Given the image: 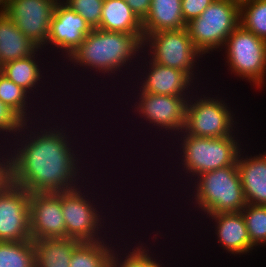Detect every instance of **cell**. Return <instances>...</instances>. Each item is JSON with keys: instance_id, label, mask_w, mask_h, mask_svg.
<instances>
[{"instance_id": "10", "label": "cell", "mask_w": 266, "mask_h": 267, "mask_svg": "<svg viewBox=\"0 0 266 267\" xmlns=\"http://www.w3.org/2000/svg\"><path fill=\"white\" fill-rule=\"evenodd\" d=\"M221 52V53H220ZM224 62L235 79L248 82L251 89L260 92L266 87V41L239 25L228 36L219 51ZM225 55V56H224Z\"/></svg>"}, {"instance_id": "1", "label": "cell", "mask_w": 266, "mask_h": 267, "mask_svg": "<svg viewBox=\"0 0 266 267\" xmlns=\"http://www.w3.org/2000/svg\"><path fill=\"white\" fill-rule=\"evenodd\" d=\"M79 106L78 103L71 102L69 105L70 109L66 108L61 113L60 111L59 113H47L42 119L23 124L20 133L8 144L11 183L24 188L30 194L62 192L81 187L95 175L93 173L100 169L98 168L100 161L96 160L97 155L94 152V143L99 141L94 136L93 129L87 133L88 135L85 134L84 130L89 127H87V123L85 126L83 121L87 119L86 122L89 123L90 121L93 122V120L91 116H85V114H81L83 117L77 115L80 111H84L81 108H77ZM72 111L79 117L75 116ZM83 118L85 119L83 120ZM77 119L80 122L82 120L83 125L78 124L79 120ZM81 126L83 127L81 128ZM91 135L96 141L93 140L90 146L91 142H88V140ZM92 146L94 153L91 150ZM87 147H91V149L89 150ZM89 152L93 153V156L92 154L90 156ZM94 154L96 157H94ZM92 159L93 161H91ZM95 165L97 166L95 167Z\"/></svg>"}, {"instance_id": "16", "label": "cell", "mask_w": 266, "mask_h": 267, "mask_svg": "<svg viewBox=\"0 0 266 267\" xmlns=\"http://www.w3.org/2000/svg\"><path fill=\"white\" fill-rule=\"evenodd\" d=\"M59 0H8L4 13L39 49L46 45Z\"/></svg>"}, {"instance_id": "4", "label": "cell", "mask_w": 266, "mask_h": 267, "mask_svg": "<svg viewBox=\"0 0 266 267\" xmlns=\"http://www.w3.org/2000/svg\"><path fill=\"white\" fill-rule=\"evenodd\" d=\"M243 128H245V130H247L248 132V128L242 125V128L239 129L234 135L224 136L220 138L190 136L184 131L179 132L171 140L170 143L168 142V146H165V148L162 149L164 151L160 152H166V155L164 156L167 159L169 158L168 161L166 159V163H164V165H166L167 163H170L171 165L173 164L172 166L170 164L166 165L169 166L168 176H170V178H165V183L167 179L170 182V179H172V177H175L174 180H171V182L169 183L174 187L176 186L177 180H179L178 182L180 183L184 180V182H182L183 184L180 185L179 183L177 184L178 187L176 186L175 188H173L176 193L178 192V190H181L180 192H182V190L184 191L199 175L212 170L233 165L237 160L240 150L242 149L244 144L247 143L244 138H246L245 136L248 133L245 132ZM166 148H169L168 152L170 153L167 152ZM170 157L173 159H170ZM174 157H178L177 160L176 158L174 159ZM172 160L175 163L172 162ZM171 172H175L176 174L172 173V175Z\"/></svg>"}, {"instance_id": "33", "label": "cell", "mask_w": 266, "mask_h": 267, "mask_svg": "<svg viewBox=\"0 0 266 267\" xmlns=\"http://www.w3.org/2000/svg\"><path fill=\"white\" fill-rule=\"evenodd\" d=\"M125 1L141 21L149 13L151 0H125Z\"/></svg>"}, {"instance_id": "28", "label": "cell", "mask_w": 266, "mask_h": 267, "mask_svg": "<svg viewBox=\"0 0 266 267\" xmlns=\"http://www.w3.org/2000/svg\"><path fill=\"white\" fill-rule=\"evenodd\" d=\"M241 213L251 243L259 250L266 248V206L247 204Z\"/></svg>"}, {"instance_id": "18", "label": "cell", "mask_w": 266, "mask_h": 267, "mask_svg": "<svg viewBox=\"0 0 266 267\" xmlns=\"http://www.w3.org/2000/svg\"><path fill=\"white\" fill-rule=\"evenodd\" d=\"M29 207L31 240L66 238L62 192L31 193Z\"/></svg>"}, {"instance_id": "12", "label": "cell", "mask_w": 266, "mask_h": 267, "mask_svg": "<svg viewBox=\"0 0 266 267\" xmlns=\"http://www.w3.org/2000/svg\"><path fill=\"white\" fill-rule=\"evenodd\" d=\"M156 224H157V227H158L156 229V231L154 229L153 230L149 229L144 233V231H142L143 228H141V229H138L139 230L138 232L136 230H134V229H133V232H132V229H131L130 230L131 232L129 231L128 233H126V236H123L114 245V247H113V249L111 251V254H110L108 267H166V266L170 267V266H173L172 265L173 263L169 262L171 260L168 259V261L167 260L165 261V258H167V257H165L166 255H165V252H164V251L168 252L164 248V246L166 247L167 245H164V244H169L168 242H165V240L167 241V238L170 235H172L173 232L169 233L170 232V230H169L168 233H166V232L163 233L162 232V231H164L163 229L160 231L161 225L158 224V223H156ZM159 226H160V229H159ZM135 231H136L137 234L135 233ZM140 231H141V233L143 232L145 236H139L138 234L143 235V233L141 234ZM149 231H151L152 233L149 232ZM166 234H170V235L166 236ZM138 237L140 238V240H139ZM144 237L146 238L145 242L143 240ZM150 238L152 240H150ZM159 238H160V240L163 238V240L160 241ZM132 239L133 240L135 239V240L133 241ZM155 242L158 245H156ZM159 243L163 245L162 247H160V249L162 250L161 252H160V249H158L159 248L158 246H160ZM156 251H157V253H156ZM163 252H164V254H163ZM162 255H164V257ZM161 259L162 260L164 259V260L162 261Z\"/></svg>"}, {"instance_id": "29", "label": "cell", "mask_w": 266, "mask_h": 267, "mask_svg": "<svg viewBox=\"0 0 266 267\" xmlns=\"http://www.w3.org/2000/svg\"><path fill=\"white\" fill-rule=\"evenodd\" d=\"M25 121L0 100V142L9 144L18 135Z\"/></svg>"}, {"instance_id": "20", "label": "cell", "mask_w": 266, "mask_h": 267, "mask_svg": "<svg viewBox=\"0 0 266 267\" xmlns=\"http://www.w3.org/2000/svg\"><path fill=\"white\" fill-rule=\"evenodd\" d=\"M181 0H151L149 13L142 20L144 37L163 30L185 29Z\"/></svg>"}, {"instance_id": "2", "label": "cell", "mask_w": 266, "mask_h": 267, "mask_svg": "<svg viewBox=\"0 0 266 267\" xmlns=\"http://www.w3.org/2000/svg\"><path fill=\"white\" fill-rule=\"evenodd\" d=\"M143 39H144L143 34H126V33H121V32H110V31H104V30H101L98 28H93L91 30V32L85 36L84 41L63 62L60 63L61 65L58 66V68L61 67L60 70H58V71H60V72H58V82H60L59 87H60L62 93H64L65 97L66 98L68 97V99H69L68 102L74 103L75 101H77L75 103H78L81 100L82 102L80 101L79 104L82 105L80 107L84 108V109H85V107L89 106L90 103H93L97 100H98L97 102H99V100L102 98L104 99L102 101L104 102V104H106V102H105L106 96H104V95H107V93H104L103 89H105L108 86L109 80H110V84H109L110 86H108V88L111 89L114 87L109 92L115 90L112 93L113 94L116 93L115 97L117 99L116 101H118V99H119V98H117L118 90H116L117 85H118V87L120 85V87L123 88V86L131 80L132 75L134 74L135 69H136L137 65L139 64L140 57L143 53ZM62 65H64L67 69L64 68V66H62ZM76 69H77V71H76ZM61 71L63 72V74L61 73ZM81 73H82V75H81ZM87 73H89V74H87ZM124 75H126V76H124ZM64 77H65V79H64ZM120 78H121V80L119 81ZM72 80H74V81H72ZM87 80H88V82H87ZM107 80H108V82H107ZM68 81H70V82H68ZM95 81H96V83H95ZM80 82H82L84 85ZM117 82H118V84H117ZM89 83L91 84L89 86L90 89H88ZM114 83H116V84H114ZM122 83H124V84H122ZM70 84H71V86H70ZM76 84H78V85H76ZM94 84L96 85L97 89H95V87H93ZM100 84H103L102 88L100 87L101 86ZM104 84L107 86H105ZM73 85L76 87H74ZM63 86L65 87V89ZM91 87L93 90L94 89L95 90L93 91L91 89ZM81 88H83V89L81 90ZM66 89H67V91H66ZM73 89H74V91H73ZM78 90H79V92H77ZM84 91H86V94L84 93ZM87 91L91 92L92 94L87 93ZM96 91H97V94H96ZM98 91L100 92L99 94H98ZM102 91H103V93H102ZM70 92L71 93L74 92V93L71 94ZM81 92H83V93H81ZM74 94L76 95V97ZM89 94H91L92 96H94V95L99 96L100 94L101 95L99 98L97 97V99H96V96L92 97L90 99L91 96L86 97ZM69 95L72 96L71 100H70ZM79 96L80 97L84 96V98H78ZM72 98H73V100H72ZM75 98L78 100H74ZM87 98L90 99L91 101L94 98H95V100L90 102V100L88 101ZM83 99H87V100H85L86 102ZM83 102L85 104L87 103V105L85 107H84ZM88 102H89V104H88Z\"/></svg>"}, {"instance_id": "23", "label": "cell", "mask_w": 266, "mask_h": 267, "mask_svg": "<svg viewBox=\"0 0 266 267\" xmlns=\"http://www.w3.org/2000/svg\"><path fill=\"white\" fill-rule=\"evenodd\" d=\"M0 100L14 110L25 122L42 119L48 113L26 90L8 79L1 71Z\"/></svg>"}, {"instance_id": "17", "label": "cell", "mask_w": 266, "mask_h": 267, "mask_svg": "<svg viewBox=\"0 0 266 267\" xmlns=\"http://www.w3.org/2000/svg\"><path fill=\"white\" fill-rule=\"evenodd\" d=\"M30 193L9 183L0 192V241H30Z\"/></svg>"}, {"instance_id": "6", "label": "cell", "mask_w": 266, "mask_h": 267, "mask_svg": "<svg viewBox=\"0 0 266 267\" xmlns=\"http://www.w3.org/2000/svg\"><path fill=\"white\" fill-rule=\"evenodd\" d=\"M177 194L181 200L186 197L181 202H185V205L188 204L190 207L192 206L188 208V211L184 210V216H192L188 219L190 227L195 224V227L198 226L200 228L196 222H199V218H204L206 215L221 212H239L247 205L236 162L231 166L199 175L182 191L181 195L180 192ZM191 212L195 215H192ZM191 218L197 219L196 222L195 220L192 221Z\"/></svg>"}, {"instance_id": "13", "label": "cell", "mask_w": 266, "mask_h": 267, "mask_svg": "<svg viewBox=\"0 0 266 267\" xmlns=\"http://www.w3.org/2000/svg\"><path fill=\"white\" fill-rule=\"evenodd\" d=\"M130 82L140 92L190 97L199 87L185 72L151 61L142 53Z\"/></svg>"}, {"instance_id": "34", "label": "cell", "mask_w": 266, "mask_h": 267, "mask_svg": "<svg viewBox=\"0 0 266 267\" xmlns=\"http://www.w3.org/2000/svg\"><path fill=\"white\" fill-rule=\"evenodd\" d=\"M8 0H0V13H4Z\"/></svg>"}, {"instance_id": "19", "label": "cell", "mask_w": 266, "mask_h": 267, "mask_svg": "<svg viewBox=\"0 0 266 267\" xmlns=\"http://www.w3.org/2000/svg\"><path fill=\"white\" fill-rule=\"evenodd\" d=\"M250 139L240 150L236 165L247 204L266 206V150L261 153L251 148Z\"/></svg>"}, {"instance_id": "25", "label": "cell", "mask_w": 266, "mask_h": 267, "mask_svg": "<svg viewBox=\"0 0 266 267\" xmlns=\"http://www.w3.org/2000/svg\"><path fill=\"white\" fill-rule=\"evenodd\" d=\"M120 239L81 241L74 249L70 267H108L111 251Z\"/></svg>"}, {"instance_id": "8", "label": "cell", "mask_w": 266, "mask_h": 267, "mask_svg": "<svg viewBox=\"0 0 266 267\" xmlns=\"http://www.w3.org/2000/svg\"><path fill=\"white\" fill-rule=\"evenodd\" d=\"M143 53L155 63L182 70L198 86L212 83L210 81L213 77L211 79L205 76L207 74L210 76V72H207L209 69H204L206 66L209 67V64H206L209 61L194 47L186 28L163 30L146 35L143 39ZM201 64H204V67ZM203 70L207 73L205 74ZM204 79H209L207 80L209 83Z\"/></svg>"}, {"instance_id": "15", "label": "cell", "mask_w": 266, "mask_h": 267, "mask_svg": "<svg viewBox=\"0 0 266 267\" xmlns=\"http://www.w3.org/2000/svg\"><path fill=\"white\" fill-rule=\"evenodd\" d=\"M204 217L205 218L199 220V223L203 227L202 230L200 228V231L203 232L205 230L203 234L209 232L207 234H209L210 239L212 236L214 237L212 241L214 242L215 240L214 245L218 243V246H215L223 250L220 253L227 254L226 257L229 254V256L227 257L228 259L230 256H232V259L233 256L234 258L246 257L247 255L252 256V254L254 256V252L258 251V249L251 243L246 223L241 211L221 212L216 214H209ZM203 219L204 221H202ZM208 220L209 223H207ZM205 223L208 224L207 227ZM203 224L205 226H203ZM211 231L213 233H210Z\"/></svg>"}, {"instance_id": "24", "label": "cell", "mask_w": 266, "mask_h": 267, "mask_svg": "<svg viewBox=\"0 0 266 267\" xmlns=\"http://www.w3.org/2000/svg\"><path fill=\"white\" fill-rule=\"evenodd\" d=\"M80 242L68 237L33 241L37 267H70L73 251Z\"/></svg>"}, {"instance_id": "7", "label": "cell", "mask_w": 266, "mask_h": 267, "mask_svg": "<svg viewBox=\"0 0 266 267\" xmlns=\"http://www.w3.org/2000/svg\"><path fill=\"white\" fill-rule=\"evenodd\" d=\"M209 85L212 84H206L207 88L205 85L199 86L188 98L183 131L190 136L197 137L232 136L242 127L241 112L238 111L241 110V107L236 109L235 106L234 109L233 102L232 104L228 103L232 98L230 95L229 98L224 97L223 95L226 93L219 92L220 86L218 90L217 88L214 90V88H209L214 86Z\"/></svg>"}, {"instance_id": "32", "label": "cell", "mask_w": 266, "mask_h": 267, "mask_svg": "<svg viewBox=\"0 0 266 267\" xmlns=\"http://www.w3.org/2000/svg\"><path fill=\"white\" fill-rule=\"evenodd\" d=\"M11 182L10 152L7 144L0 142V192Z\"/></svg>"}, {"instance_id": "9", "label": "cell", "mask_w": 266, "mask_h": 267, "mask_svg": "<svg viewBox=\"0 0 266 267\" xmlns=\"http://www.w3.org/2000/svg\"><path fill=\"white\" fill-rule=\"evenodd\" d=\"M45 53L46 52L43 49H38L33 55H31L29 57L17 59V60L5 63L3 66L0 67V71L8 79H10L12 82H14L16 85H18V86L22 87L24 90H26L36 101L38 99V103L41 102L40 105L45 110L47 108L48 113H55V112H59V110L62 111L67 106H69L70 103L67 104V102H66L67 98L64 97L65 96V95H63L64 93H62L60 91L61 89H60L59 85H57V84H59V82L57 80L58 79L57 78L58 77V75H57L58 70L57 69H59L58 65L53 63L52 60L50 59V57H48L49 55H46ZM43 55H45V58ZM48 58L50 61L47 60ZM46 67H48V68H46ZM50 70H51V73H50ZM54 71H55V73H53ZM51 75L52 76L54 75L53 78ZM50 78L53 81V83L50 80ZM57 86H58V88H57ZM50 88H52V89L50 90ZM53 89H55V90H53ZM47 91L48 92L50 91V92L48 93ZM47 96H50L52 99L50 97H47ZM52 96H54V97H52ZM44 103H45V105H44ZM58 105H60V106H58ZM59 107H60V109H59ZM61 108H62V110H61Z\"/></svg>"}, {"instance_id": "26", "label": "cell", "mask_w": 266, "mask_h": 267, "mask_svg": "<svg viewBox=\"0 0 266 267\" xmlns=\"http://www.w3.org/2000/svg\"><path fill=\"white\" fill-rule=\"evenodd\" d=\"M35 264L33 240L0 241V267H32Z\"/></svg>"}, {"instance_id": "11", "label": "cell", "mask_w": 266, "mask_h": 267, "mask_svg": "<svg viewBox=\"0 0 266 267\" xmlns=\"http://www.w3.org/2000/svg\"><path fill=\"white\" fill-rule=\"evenodd\" d=\"M239 25L240 1L214 0L199 17L186 24V29L194 47L211 63L210 57L219 53Z\"/></svg>"}, {"instance_id": "5", "label": "cell", "mask_w": 266, "mask_h": 267, "mask_svg": "<svg viewBox=\"0 0 266 267\" xmlns=\"http://www.w3.org/2000/svg\"><path fill=\"white\" fill-rule=\"evenodd\" d=\"M126 86H128V87H126ZM119 91H120V93L118 94L119 95L118 97L121 96L120 95L121 92H122V96L125 97V101H124L123 100L124 97L121 96V98H120L121 100L119 99V103H120L119 106L122 104H125V106L127 105L126 107H124V105H122L121 107H122V109H125V108H127V109H125V111L122 110V111H118V112H122V114L124 112L127 114L126 110H128L127 115L129 117L124 114L123 116H125V117L123 119H126L124 121H127V124H129L131 122L132 126H134V127H135V125L133 122L136 120L135 122L138 123L137 120L139 119L138 127L139 126L143 127L142 128L143 130L140 133H137L136 136L138 134L140 136L143 135L141 137H143L145 139L146 134L148 133L147 135L150 134V136L152 138H153V136H155L154 137L155 139H156V137L159 140L161 139V141H159L157 139L155 141V142L158 141L160 143V145H159L160 151L157 150L158 152L162 151L161 149L167 145L168 141L170 142L179 132L183 131L184 126H185L186 105H187L189 97H178V96H172V95H158V94L140 92L136 87H134V85L130 81H129V84L127 83L123 86L122 91L119 87ZM128 91H132V92H128ZM127 97L131 101L128 100ZM127 100L130 102V104L128 103ZM129 107L132 109H130ZM130 114L132 115V117H130ZM133 115L136 117H134ZM128 118H130V119L133 118L134 120L132 119L129 122V120H127ZM140 124H142V125H140ZM144 131H147V133ZM149 131H150V133H149ZM152 131L154 132L153 136L151 135ZM142 132H144V134H141ZM163 139L165 140L166 145H164Z\"/></svg>"}, {"instance_id": "22", "label": "cell", "mask_w": 266, "mask_h": 267, "mask_svg": "<svg viewBox=\"0 0 266 267\" xmlns=\"http://www.w3.org/2000/svg\"><path fill=\"white\" fill-rule=\"evenodd\" d=\"M98 29L143 34L142 21L125 0H104Z\"/></svg>"}, {"instance_id": "30", "label": "cell", "mask_w": 266, "mask_h": 267, "mask_svg": "<svg viewBox=\"0 0 266 267\" xmlns=\"http://www.w3.org/2000/svg\"><path fill=\"white\" fill-rule=\"evenodd\" d=\"M76 13L80 14L91 28L100 24L104 0H62Z\"/></svg>"}, {"instance_id": "14", "label": "cell", "mask_w": 266, "mask_h": 267, "mask_svg": "<svg viewBox=\"0 0 266 267\" xmlns=\"http://www.w3.org/2000/svg\"><path fill=\"white\" fill-rule=\"evenodd\" d=\"M91 30V26L80 14L59 0L50 22L48 39L43 50L59 66L60 60L63 62L84 41L85 36Z\"/></svg>"}, {"instance_id": "21", "label": "cell", "mask_w": 266, "mask_h": 267, "mask_svg": "<svg viewBox=\"0 0 266 267\" xmlns=\"http://www.w3.org/2000/svg\"><path fill=\"white\" fill-rule=\"evenodd\" d=\"M38 49L5 13H0V67L7 62L29 57Z\"/></svg>"}, {"instance_id": "27", "label": "cell", "mask_w": 266, "mask_h": 267, "mask_svg": "<svg viewBox=\"0 0 266 267\" xmlns=\"http://www.w3.org/2000/svg\"><path fill=\"white\" fill-rule=\"evenodd\" d=\"M240 25L266 41V0H241Z\"/></svg>"}, {"instance_id": "31", "label": "cell", "mask_w": 266, "mask_h": 267, "mask_svg": "<svg viewBox=\"0 0 266 267\" xmlns=\"http://www.w3.org/2000/svg\"><path fill=\"white\" fill-rule=\"evenodd\" d=\"M214 0H181L183 18L186 23L197 18Z\"/></svg>"}, {"instance_id": "3", "label": "cell", "mask_w": 266, "mask_h": 267, "mask_svg": "<svg viewBox=\"0 0 266 267\" xmlns=\"http://www.w3.org/2000/svg\"><path fill=\"white\" fill-rule=\"evenodd\" d=\"M106 169L108 170V168L102 169V170H105L104 172H102L103 174H101V171H99L100 173H98V170H97V173L95 175L96 177L92 176V178H90L87 182H85L81 187H77L75 189L68 190V191H62V214L64 217L65 227H66V238L67 237L75 238L79 241H100L102 239H121L123 236L126 235V233H128V231H130V228L129 229L127 228L128 226L130 227L132 225L129 224L131 223V221H129L127 217H130L131 213H128L127 210L124 212V210L122 209L124 207H127V204L126 206H123L125 204L122 203V199H120L116 193L113 194L114 193L113 191L115 190H112V191L109 190L106 192L108 187L110 186V188H112L113 186L111 185L114 184V183L112 184L110 183V185H108L109 182H107L108 181L107 179H111L112 175L109 176L110 178H107L108 174L105 173L107 172ZM100 174L102 177L99 176ZM103 175L104 177H106L105 179L106 182L105 180L103 181V179H101L103 178ZM95 178H96V181L94 180ZM98 180L99 182H101V184L102 183L103 184L99 185L100 183L97 182ZM97 184L99 185V187L97 186ZM108 192H110V195H108L109 194ZM105 195L107 197H103ZM111 195H116L117 197L114 198L113 200V196L111 197ZM116 199L121 200L120 201L121 203L119 204L117 203V205H119L118 206L119 208L117 207V210H116L117 205H115L116 203L114 202ZM110 200L112 203L111 205L110 203H108L110 202ZM120 205L122 208L120 207ZM114 209L115 211H118L119 213L118 212L116 213ZM119 209H122V210H119ZM127 214L129 215L127 216ZM121 216L123 218L125 217L127 218L128 225H126L127 223L122 222V221H126V218L124 220L123 218H121ZM115 217L116 219L117 217H119V219L116 220ZM117 221L119 222L117 223ZM116 224H117V227H116Z\"/></svg>"}]
</instances>
